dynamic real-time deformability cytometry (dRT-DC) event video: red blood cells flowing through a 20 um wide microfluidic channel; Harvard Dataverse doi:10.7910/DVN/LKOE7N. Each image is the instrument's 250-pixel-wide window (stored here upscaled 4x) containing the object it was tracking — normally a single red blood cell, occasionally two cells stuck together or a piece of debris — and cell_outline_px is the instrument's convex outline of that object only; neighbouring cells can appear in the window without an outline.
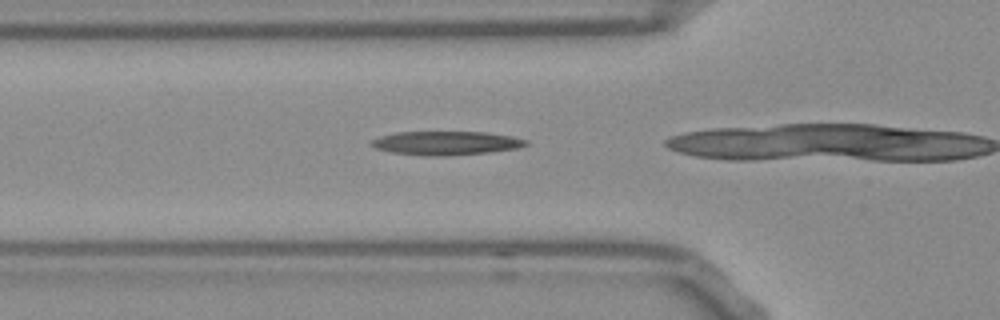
{"species": "Egyptian fruit bat (a non-hibernating species)", "species_latin": "Rousettus aegyptiacus", "temperature_condition": "room temperature", "stored_images_in_passage": 25, "camera_frame_rate_fps": 3000, "um_per_image_px": 0.085, "frame": {"image": 1, "passage_image": 8, "time_ms": 2.333, "image_size_px": [1000, 320], "cell_outline_px": [[528, 144], [516, 148], [488, 152], [448, 156], [424, 156], [392, 152], [376, 148], [372, 144], [372, 140], [380, 136], [396, 132], [484, 132], [512, 136], [528, 140]], "centroid_in_image_um": [37.92, 12.16], "position_along_channel_um": 87.9, "area_um2": 21.27}}
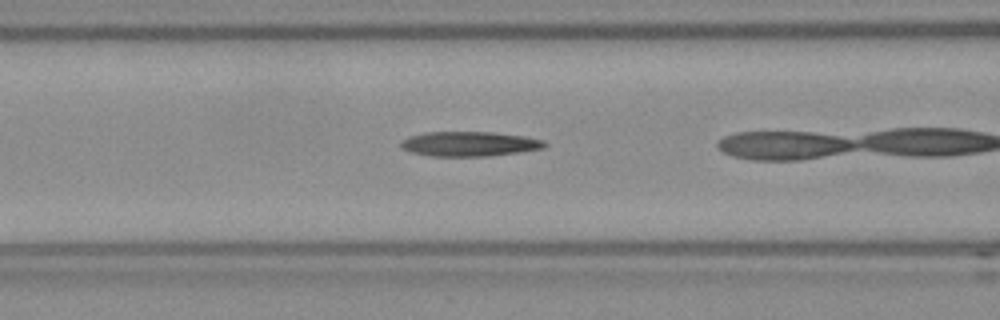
{"frame": {"image": 2, "passage_image": 11, "time_ms": 3.333, "image_size_px": [1000, 320], "cell_outline_px": [[548, 144], [544, 148], [520, 152], [488, 156], [432, 156], [412, 152], [404, 148], [400, 144], [404, 140], [412, 136], [424, 132], [492, 132], [524, 136], [544, 140]], "centroid_in_image_um": [39.97, 12.23], "position_along_channel_um": 126.6, "area_um2": 20.52}}